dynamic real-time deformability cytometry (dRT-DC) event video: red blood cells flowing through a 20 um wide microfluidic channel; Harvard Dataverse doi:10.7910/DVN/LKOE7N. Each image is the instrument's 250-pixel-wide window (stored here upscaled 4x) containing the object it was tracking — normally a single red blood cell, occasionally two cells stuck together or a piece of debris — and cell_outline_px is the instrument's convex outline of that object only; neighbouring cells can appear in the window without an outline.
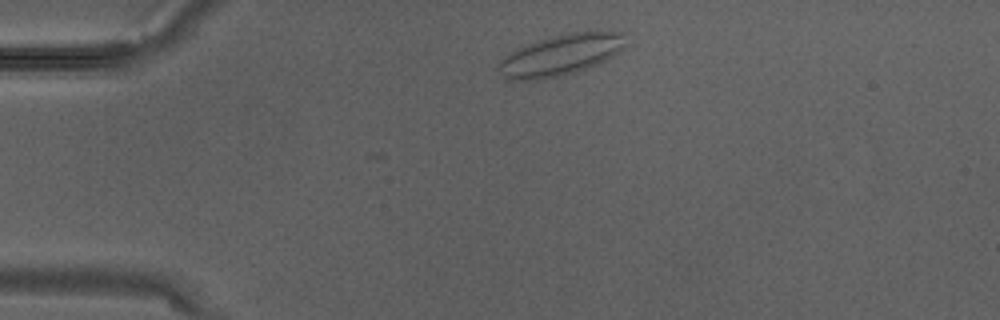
{"species": "Egyptian fruit bat (a non-hibernating species)", "species_latin": "Rousettus aegyptiacus", "temperature_condition": "warm", "stored_images_in_passage": 1, "camera_frame_rate_fps": 3000, "um_per_image_px": 0.085, "animal": {"sex": "male"}, "frame": {"image": 1, "passage_image": 1, "time_ms": 0.0, "image_size_px": [1000, 320], "cell_outline_px": [[628, 44], [620, 52], [596, 64], [560, 76], [544, 80], [508, 80], [496, 68], [496, 64], [508, 52], [524, 44], [536, 40], [552, 36], [572, 32], [628, 32]], "centroid_in_image_um": [47.64, 4.66], "position_along_channel_um": 37.4, "area_um2": 30.81}}